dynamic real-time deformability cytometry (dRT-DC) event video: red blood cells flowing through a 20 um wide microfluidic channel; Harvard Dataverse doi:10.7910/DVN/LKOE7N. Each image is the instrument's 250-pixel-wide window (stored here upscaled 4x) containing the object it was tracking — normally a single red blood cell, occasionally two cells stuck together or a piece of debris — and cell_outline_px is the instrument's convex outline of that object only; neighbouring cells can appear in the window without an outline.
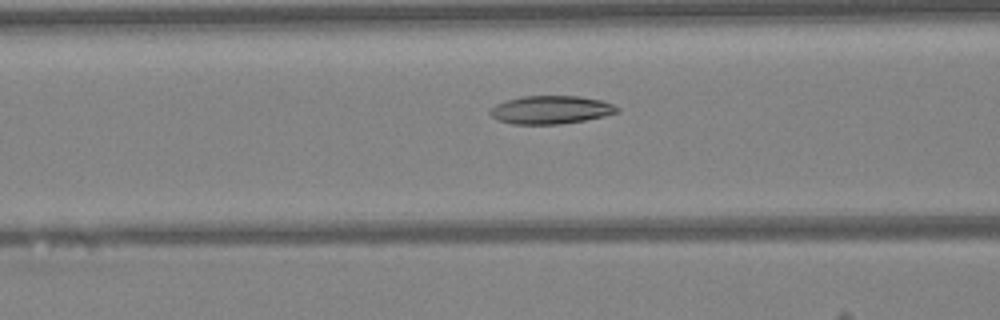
{"species": "Egyptian fruit bat (a non-hibernating species)", "species_latin": "Rousettus aegyptiacus", "temperature_condition": "warm", "stored_images_in_passage": 39, "camera_frame_rate_fps": 3000, "um_per_image_px": 0.085, "animal": {"sex": "female"}, "frame": {"image": 1, "passage_image": 13, "time_ms": 4.0, "image_size_px": [1000, 320], "cell_outline_px": [[620, 112], [604, 116], [584, 120], [560, 124], [512, 124], [496, 120], [488, 112], [496, 104], [508, 100], [524, 96], [580, 96], [600, 100], [612, 104], [620, 108]], "centroid_in_image_um": [46.83, 9.34], "position_along_channel_um": 119.8, "area_um2": 20.81}}
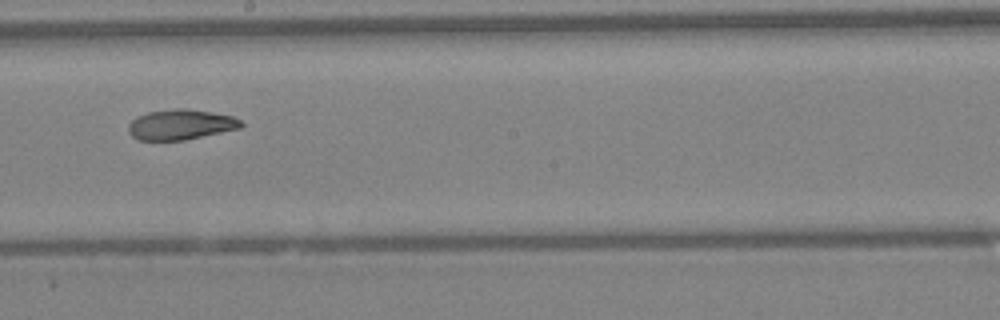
{"frame": {"image": 2, "passage_image": 21, "time_ms": 6.667, "image_size_px": [1000, 320], "cell_outline_px": [[244, 124], [240, 128], [184, 140], [136, 140], [128, 132], [128, 124], [132, 120], [148, 112], [176, 108], [184, 108], [212, 112], [232, 116], [240, 120]], "centroid_in_image_um": [15.34, 10.59], "position_along_channel_um": 232.9, "area_um2": 19.77}}
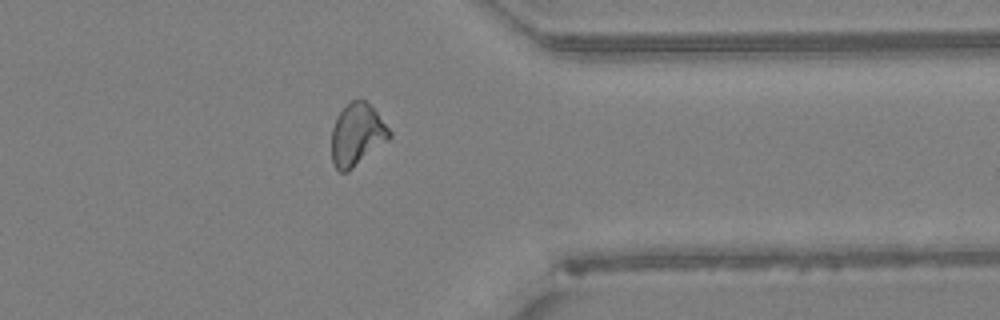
{"frame": {"image": 3, "passage_image": 32, "time_ms": 10.333, "image_size_px": [1000, 320], "cell_outline_px": [[392, 136], [388, 140], [348, 172], [340, 172], [332, 164], [332, 128], [336, 116], [352, 100], [364, 100], [376, 112], [392, 132]], "centroid_in_image_um": [30.33, 11.47], "position_along_channel_um": 381.1, "area_um2": 20.75}}